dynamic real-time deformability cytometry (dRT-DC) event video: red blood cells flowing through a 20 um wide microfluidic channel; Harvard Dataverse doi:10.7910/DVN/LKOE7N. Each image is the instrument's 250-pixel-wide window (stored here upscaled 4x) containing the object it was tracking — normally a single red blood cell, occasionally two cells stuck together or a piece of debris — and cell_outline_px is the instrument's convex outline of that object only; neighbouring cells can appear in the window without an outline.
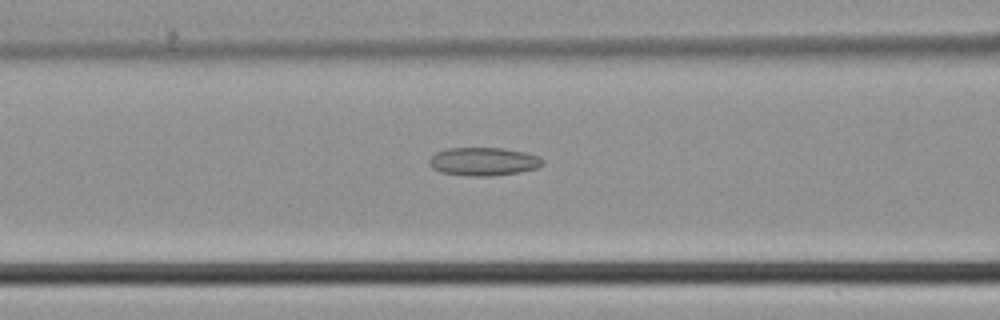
{"species": "common noctule bat (a hibernating species)", "species_latin": "Nyctalus noctula", "temperature_condition": "cold", "stored_images_in_passage": 46, "camera_frame_rate_fps": 3000, "um_per_image_px": 0.085, "animal": {"sex": "male", "body_mass_g": 21.5, "forearm_length_mm": 52.0}, "frame": {"image": 1, "passage_image": 19, "time_ms": 6.0, "image_size_px": [1000, 320], "cell_outline_px": [[544, 164], [536, 168], [520, 172], [492, 176], [472, 176], [440, 172], [432, 168], [428, 164], [428, 160], [436, 152], [448, 148], [504, 148], [524, 152], [540, 156], [544, 160]], "centroid_in_image_um": [41.1, 13.73], "position_along_channel_um": 125.5, "area_um2": 18.79}}
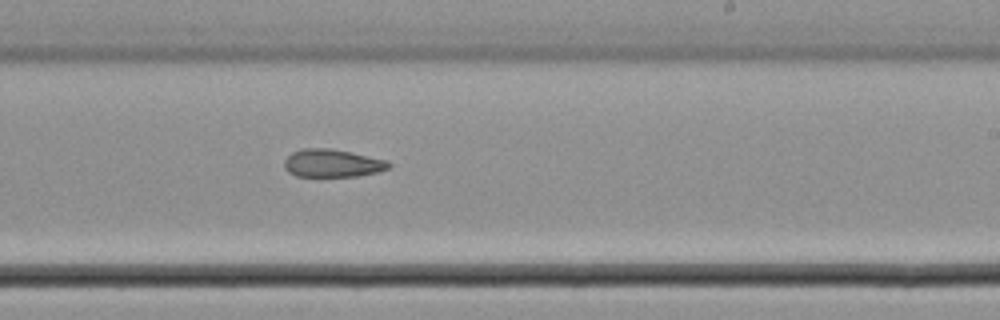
{"frame": {"image": 2, "passage_image": 28, "time_ms": 9.0, "image_size_px": [1000, 320], "cell_outline_px": [[392, 164], [388, 168], [376, 172], [356, 176], [296, 176], [288, 172], [284, 168], [284, 160], [292, 152], [304, 148], [332, 148], [352, 152], [388, 160]], "centroid_in_image_um": [28.24, 13.86], "position_along_channel_um": 260.8, "area_um2": 17.05}}
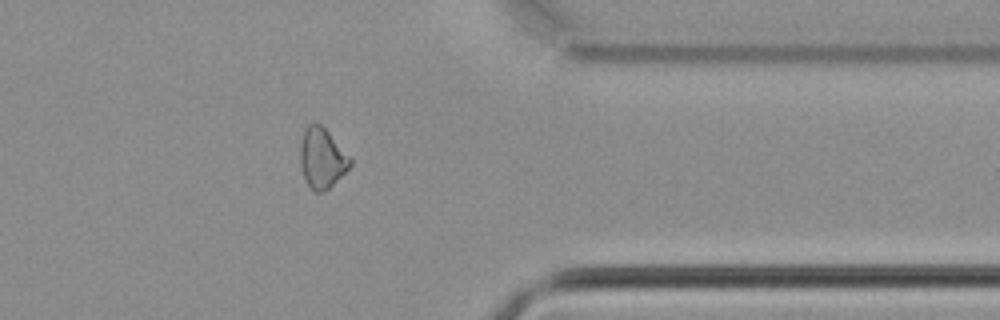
{"frame": {"image": 3, "passage_image": 37, "time_ms": 12.0, "image_size_px": [1000, 320], "cell_outline_px": [[352, 164], [324, 192], [316, 192], [308, 184], [304, 176], [300, 164], [300, 148], [304, 128], [308, 124], [320, 124], [328, 132], [352, 160]], "centroid_in_image_um": [27.34, 13.43], "position_along_channel_um": 384.1, "area_um2": 16.99}}